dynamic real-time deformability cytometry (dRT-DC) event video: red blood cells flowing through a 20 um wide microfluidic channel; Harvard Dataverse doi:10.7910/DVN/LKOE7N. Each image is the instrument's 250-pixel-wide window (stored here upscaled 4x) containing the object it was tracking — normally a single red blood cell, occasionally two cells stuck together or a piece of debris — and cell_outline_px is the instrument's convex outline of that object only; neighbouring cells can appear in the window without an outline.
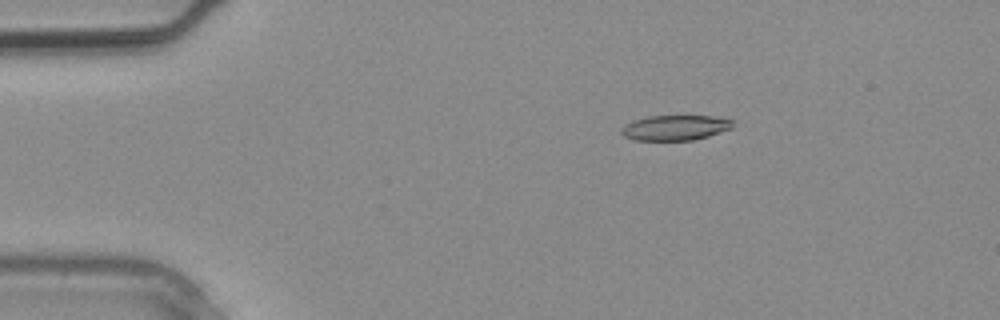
{"species": "common noctule bat (a hibernating species)", "species_latin": "Nyctalus noctula", "temperature_condition": "warm", "stored_images_in_passage": 2, "camera_frame_rate_fps": 3000, "um_per_image_px": 0.085, "animal": {"sex": "male", "body_mass_g": 20.4}, "frame": {"image": 1, "passage_image": 1, "time_ms": 0.0, "image_size_px": [1000, 320], "cell_outline_px": [[732, 128], [708, 136], [692, 140], [632, 140], [624, 136], [620, 132], [620, 128], [636, 120], [648, 116], [716, 116], [732, 120]], "centroid_in_image_um": [57.38, 10.86], "position_along_channel_um": 27.6, "area_um2": 16.18}}